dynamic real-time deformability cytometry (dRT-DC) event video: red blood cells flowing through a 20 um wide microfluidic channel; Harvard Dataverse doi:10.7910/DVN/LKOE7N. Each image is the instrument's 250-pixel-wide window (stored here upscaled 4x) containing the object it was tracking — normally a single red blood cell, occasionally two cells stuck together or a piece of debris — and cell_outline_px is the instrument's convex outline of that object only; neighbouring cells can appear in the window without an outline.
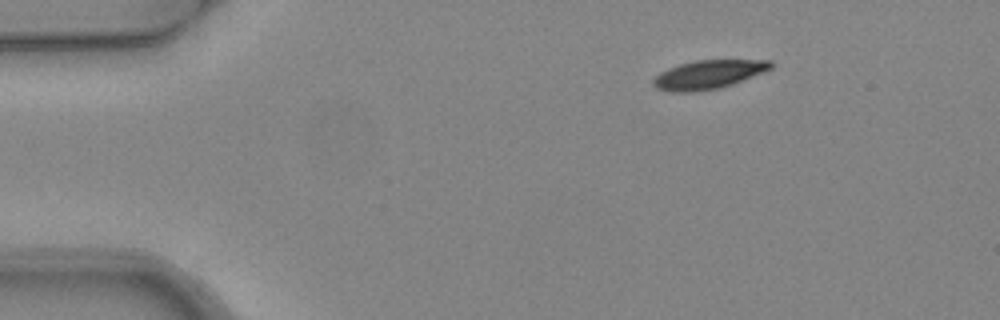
{"species": "common noctule bat (a hibernating species)", "species_latin": "Nyctalus noctula", "temperature_condition": "warm", "stored_images_in_passage": 2, "camera_frame_rate_fps": 3000, "um_per_image_px": 0.085, "animal": {"sex": "female", "body_mass_g": 24.6, "forearm_length_mm": 56.2}, "frame": {"image": 1, "passage_image": 1, "time_ms": 0.0, "image_size_px": [1000, 320], "cell_outline_px": [[776, 64], [772, 68], [764, 72], [732, 84], [720, 88], [696, 92], [668, 92], [656, 88], [652, 84], [652, 80], [660, 72], [668, 68], [680, 64], [696, 60], [772, 60]], "centroid_in_image_um": [60.22, 6.34], "position_along_channel_um": 24.8, "area_um2": 19.88}}